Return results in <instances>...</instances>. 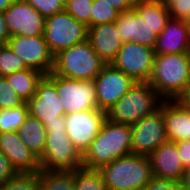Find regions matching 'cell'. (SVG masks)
<instances>
[{"instance_id": "cell-12", "label": "cell", "mask_w": 190, "mask_h": 190, "mask_svg": "<svg viewBox=\"0 0 190 190\" xmlns=\"http://www.w3.org/2000/svg\"><path fill=\"white\" fill-rule=\"evenodd\" d=\"M96 87L97 108L107 112L136 82L111 63L106 64L93 80Z\"/></svg>"}, {"instance_id": "cell-6", "label": "cell", "mask_w": 190, "mask_h": 190, "mask_svg": "<svg viewBox=\"0 0 190 190\" xmlns=\"http://www.w3.org/2000/svg\"><path fill=\"white\" fill-rule=\"evenodd\" d=\"M163 101L148 82H137L106 112V117L115 123L133 125L158 110Z\"/></svg>"}, {"instance_id": "cell-17", "label": "cell", "mask_w": 190, "mask_h": 190, "mask_svg": "<svg viewBox=\"0 0 190 190\" xmlns=\"http://www.w3.org/2000/svg\"><path fill=\"white\" fill-rule=\"evenodd\" d=\"M115 24L123 43L132 41L153 49L155 48L158 35L134 9L119 13Z\"/></svg>"}, {"instance_id": "cell-24", "label": "cell", "mask_w": 190, "mask_h": 190, "mask_svg": "<svg viewBox=\"0 0 190 190\" xmlns=\"http://www.w3.org/2000/svg\"><path fill=\"white\" fill-rule=\"evenodd\" d=\"M44 74L37 70L26 68L7 75V79L11 88L26 103L35 95L38 83Z\"/></svg>"}, {"instance_id": "cell-20", "label": "cell", "mask_w": 190, "mask_h": 190, "mask_svg": "<svg viewBox=\"0 0 190 190\" xmlns=\"http://www.w3.org/2000/svg\"><path fill=\"white\" fill-rule=\"evenodd\" d=\"M190 28L186 21L170 18L157 36L155 54H180L188 52Z\"/></svg>"}, {"instance_id": "cell-22", "label": "cell", "mask_w": 190, "mask_h": 190, "mask_svg": "<svg viewBox=\"0 0 190 190\" xmlns=\"http://www.w3.org/2000/svg\"><path fill=\"white\" fill-rule=\"evenodd\" d=\"M17 133L23 144L40 160L47 139L44 124L29 114Z\"/></svg>"}, {"instance_id": "cell-34", "label": "cell", "mask_w": 190, "mask_h": 190, "mask_svg": "<svg viewBox=\"0 0 190 190\" xmlns=\"http://www.w3.org/2000/svg\"><path fill=\"white\" fill-rule=\"evenodd\" d=\"M166 5L171 18L186 21L190 17V0H169Z\"/></svg>"}, {"instance_id": "cell-28", "label": "cell", "mask_w": 190, "mask_h": 190, "mask_svg": "<svg viewBox=\"0 0 190 190\" xmlns=\"http://www.w3.org/2000/svg\"><path fill=\"white\" fill-rule=\"evenodd\" d=\"M22 59L16 55L8 44L0 45V76L6 77L13 72L26 69Z\"/></svg>"}, {"instance_id": "cell-1", "label": "cell", "mask_w": 190, "mask_h": 190, "mask_svg": "<svg viewBox=\"0 0 190 190\" xmlns=\"http://www.w3.org/2000/svg\"><path fill=\"white\" fill-rule=\"evenodd\" d=\"M132 154L131 125L108 119L82 155V167L99 170L115 159Z\"/></svg>"}, {"instance_id": "cell-32", "label": "cell", "mask_w": 190, "mask_h": 190, "mask_svg": "<svg viewBox=\"0 0 190 190\" xmlns=\"http://www.w3.org/2000/svg\"><path fill=\"white\" fill-rule=\"evenodd\" d=\"M24 103L25 101L11 88L7 79L0 76V109H13Z\"/></svg>"}, {"instance_id": "cell-27", "label": "cell", "mask_w": 190, "mask_h": 190, "mask_svg": "<svg viewBox=\"0 0 190 190\" xmlns=\"http://www.w3.org/2000/svg\"><path fill=\"white\" fill-rule=\"evenodd\" d=\"M74 190H107L104 179L95 169L80 167L75 169Z\"/></svg>"}, {"instance_id": "cell-39", "label": "cell", "mask_w": 190, "mask_h": 190, "mask_svg": "<svg viewBox=\"0 0 190 190\" xmlns=\"http://www.w3.org/2000/svg\"><path fill=\"white\" fill-rule=\"evenodd\" d=\"M9 38H10V33L8 31L6 22L4 20V14L0 12V45L7 44Z\"/></svg>"}, {"instance_id": "cell-30", "label": "cell", "mask_w": 190, "mask_h": 190, "mask_svg": "<svg viewBox=\"0 0 190 190\" xmlns=\"http://www.w3.org/2000/svg\"><path fill=\"white\" fill-rule=\"evenodd\" d=\"M119 12L111 5L106 3H98V0H93L90 13V27L115 22Z\"/></svg>"}, {"instance_id": "cell-2", "label": "cell", "mask_w": 190, "mask_h": 190, "mask_svg": "<svg viewBox=\"0 0 190 190\" xmlns=\"http://www.w3.org/2000/svg\"><path fill=\"white\" fill-rule=\"evenodd\" d=\"M148 83L164 100H178L190 83L188 52L155 54Z\"/></svg>"}, {"instance_id": "cell-23", "label": "cell", "mask_w": 190, "mask_h": 190, "mask_svg": "<svg viewBox=\"0 0 190 190\" xmlns=\"http://www.w3.org/2000/svg\"><path fill=\"white\" fill-rule=\"evenodd\" d=\"M134 10L159 35L171 18L166 3L154 0H136Z\"/></svg>"}, {"instance_id": "cell-40", "label": "cell", "mask_w": 190, "mask_h": 190, "mask_svg": "<svg viewBox=\"0 0 190 190\" xmlns=\"http://www.w3.org/2000/svg\"><path fill=\"white\" fill-rule=\"evenodd\" d=\"M178 101L185 106L186 108L190 109V83L188 84L185 92L178 98Z\"/></svg>"}, {"instance_id": "cell-36", "label": "cell", "mask_w": 190, "mask_h": 190, "mask_svg": "<svg viewBox=\"0 0 190 190\" xmlns=\"http://www.w3.org/2000/svg\"><path fill=\"white\" fill-rule=\"evenodd\" d=\"M17 173L10 160L3 153H0V187Z\"/></svg>"}, {"instance_id": "cell-44", "label": "cell", "mask_w": 190, "mask_h": 190, "mask_svg": "<svg viewBox=\"0 0 190 190\" xmlns=\"http://www.w3.org/2000/svg\"><path fill=\"white\" fill-rule=\"evenodd\" d=\"M186 24L189 26L190 28V17L186 20Z\"/></svg>"}, {"instance_id": "cell-19", "label": "cell", "mask_w": 190, "mask_h": 190, "mask_svg": "<svg viewBox=\"0 0 190 190\" xmlns=\"http://www.w3.org/2000/svg\"><path fill=\"white\" fill-rule=\"evenodd\" d=\"M88 40L96 54L110 64L123 46L115 22L88 27Z\"/></svg>"}, {"instance_id": "cell-10", "label": "cell", "mask_w": 190, "mask_h": 190, "mask_svg": "<svg viewBox=\"0 0 190 190\" xmlns=\"http://www.w3.org/2000/svg\"><path fill=\"white\" fill-rule=\"evenodd\" d=\"M7 44L22 59L27 68L37 70L44 75L52 72L54 56L48 48L44 35L10 36Z\"/></svg>"}, {"instance_id": "cell-43", "label": "cell", "mask_w": 190, "mask_h": 190, "mask_svg": "<svg viewBox=\"0 0 190 190\" xmlns=\"http://www.w3.org/2000/svg\"><path fill=\"white\" fill-rule=\"evenodd\" d=\"M154 1H158V2H161V3H166V2H168L169 0H154Z\"/></svg>"}, {"instance_id": "cell-21", "label": "cell", "mask_w": 190, "mask_h": 190, "mask_svg": "<svg viewBox=\"0 0 190 190\" xmlns=\"http://www.w3.org/2000/svg\"><path fill=\"white\" fill-rule=\"evenodd\" d=\"M163 118L168 141L190 140V109L178 100H164Z\"/></svg>"}, {"instance_id": "cell-35", "label": "cell", "mask_w": 190, "mask_h": 190, "mask_svg": "<svg viewBox=\"0 0 190 190\" xmlns=\"http://www.w3.org/2000/svg\"><path fill=\"white\" fill-rule=\"evenodd\" d=\"M145 190H183L181 181L152 176Z\"/></svg>"}, {"instance_id": "cell-13", "label": "cell", "mask_w": 190, "mask_h": 190, "mask_svg": "<svg viewBox=\"0 0 190 190\" xmlns=\"http://www.w3.org/2000/svg\"><path fill=\"white\" fill-rule=\"evenodd\" d=\"M55 87L66 115L97 108L94 81L73 80L55 74Z\"/></svg>"}, {"instance_id": "cell-29", "label": "cell", "mask_w": 190, "mask_h": 190, "mask_svg": "<svg viewBox=\"0 0 190 190\" xmlns=\"http://www.w3.org/2000/svg\"><path fill=\"white\" fill-rule=\"evenodd\" d=\"M0 190H39V172L17 173Z\"/></svg>"}, {"instance_id": "cell-45", "label": "cell", "mask_w": 190, "mask_h": 190, "mask_svg": "<svg viewBox=\"0 0 190 190\" xmlns=\"http://www.w3.org/2000/svg\"><path fill=\"white\" fill-rule=\"evenodd\" d=\"M188 54H189V57H190V42H189Z\"/></svg>"}, {"instance_id": "cell-41", "label": "cell", "mask_w": 190, "mask_h": 190, "mask_svg": "<svg viewBox=\"0 0 190 190\" xmlns=\"http://www.w3.org/2000/svg\"><path fill=\"white\" fill-rule=\"evenodd\" d=\"M181 183L183 190H190V166L184 169Z\"/></svg>"}, {"instance_id": "cell-11", "label": "cell", "mask_w": 190, "mask_h": 190, "mask_svg": "<svg viewBox=\"0 0 190 190\" xmlns=\"http://www.w3.org/2000/svg\"><path fill=\"white\" fill-rule=\"evenodd\" d=\"M106 119V112L98 108L65 115L68 137L81 155L89 148Z\"/></svg>"}, {"instance_id": "cell-16", "label": "cell", "mask_w": 190, "mask_h": 190, "mask_svg": "<svg viewBox=\"0 0 190 190\" xmlns=\"http://www.w3.org/2000/svg\"><path fill=\"white\" fill-rule=\"evenodd\" d=\"M0 149L18 173H36L40 160L25 146L16 131L0 133Z\"/></svg>"}, {"instance_id": "cell-15", "label": "cell", "mask_w": 190, "mask_h": 190, "mask_svg": "<svg viewBox=\"0 0 190 190\" xmlns=\"http://www.w3.org/2000/svg\"><path fill=\"white\" fill-rule=\"evenodd\" d=\"M3 14L10 36L44 35L45 18L25 0H16Z\"/></svg>"}, {"instance_id": "cell-4", "label": "cell", "mask_w": 190, "mask_h": 190, "mask_svg": "<svg viewBox=\"0 0 190 190\" xmlns=\"http://www.w3.org/2000/svg\"><path fill=\"white\" fill-rule=\"evenodd\" d=\"M47 139L40 167L43 171L75 170L82 167V155L73 146L66 130L65 116L46 123Z\"/></svg>"}, {"instance_id": "cell-25", "label": "cell", "mask_w": 190, "mask_h": 190, "mask_svg": "<svg viewBox=\"0 0 190 190\" xmlns=\"http://www.w3.org/2000/svg\"><path fill=\"white\" fill-rule=\"evenodd\" d=\"M75 170L39 171V190H74Z\"/></svg>"}, {"instance_id": "cell-8", "label": "cell", "mask_w": 190, "mask_h": 190, "mask_svg": "<svg viewBox=\"0 0 190 190\" xmlns=\"http://www.w3.org/2000/svg\"><path fill=\"white\" fill-rule=\"evenodd\" d=\"M132 127V154L149 156L168 141L163 118V102L158 110L135 122Z\"/></svg>"}, {"instance_id": "cell-33", "label": "cell", "mask_w": 190, "mask_h": 190, "mask_svg": "<svg viewBox=\"0 0 190 190\" xmlns=\"http://www.w3.org/2000/svg\"><path fill=\"white\" fill-rule=\"evenodd\" d=\"M44 18L53 16L64 10L65 0H25Z\"/></svg>"}, {"instance_id": "cell-5", "label": "cell", "mask_w": 190, "mask_h": 190, "mask_svg": "<svg viewBox=\"0 0 190 190\" xmlns=\"http://www.w3.org/2000/svg\"><path fill=\"white\" fill-rule=\"evenodd\" d=\"M106 64L87 39L57 53L52 73L73 80L93 81Z\"/></svg>"}, {"instance_id": "cell-7", "label": "cell", "mask_w": 190, "mask_h": 190, "mask_svg": "<svg viewBox=\"0 0 190 190\" xmlns=\"http://www.w3.org/2000/svg\"><path fill=\"white\" fill-rule=\"evenodd\" d=\"M44 38L50 52L57 53L88 39V26L63 10L45 18Z\"/></svg>"}, {"instance_id": "cell-26", "label": "cell", "mask_w": 190, "mask_h": 190, "mask_svg": "<svg viewBox=\"0 0 190 190\" xmlns=\"http://www.w3.org/2000/svg\"><path fill=\"white\" fill-rule=\"evenodd\" d=\"M29 115L28 103L9 109H0V133L18 131Z\"/></svg>"}, {"instance_id": "cell-38", "label": "cell", "mask_w": 190, "mask_h": 190, "mask_svg": "<svg viewBox=\"0 0 190 190\" xmlns=\"http://www.w3.org/2000/svg\"><path fill=\"white\" fill-rule=\"evenodd\" d=\"M179 158L184 169L190 166V140H180L176 142Z\"/></svg>"}, {"instance_id": "cell-14", "label": "cell", "mask_w": 190, "mask_h": 190, "mask_svg": "<svg viewBox=\"0 0 190 190\" xmlns=\"http://www.w3.org/2000/svg\"><path fill=\"white\" fill-rule=\"evenodd\" d=\"M27 103L29 114L44 125L60 121V116L66 115L55 87V73L51 72L43 76L38 83L35 95Z\"/></svg>"}, {"instance_id": "cell-37", "label": "cell", "mask_w": 190, "mask_h": 190, "mask_svg": "<svg viewBox=\"0 0 190 190\" xmlns=\"http://www.w3.org/2000/svg\"><path fill=\"white\" fill-rule=\"evenodd\" d=\"M136 0H98V3L111 5L119 13L128 12L134 9Z\"/></svg>"}, {"instance_id": "cell-31", "label": "cell", "mask_w": 190, "mask_h": 190, "mask_svg": "<svg viewBox=\"0 0 190 190\" xmlns=\"http://www.w3.org/2000/svg\"><path fill=\"white\" fill-rule=\"evenodd\" d=\"M93 0H65L64 10L77 21L90 27V13Z\"/></svg>"}, {"instance_id": "cell-9", "label": "cell", "mask_w": 190, "mask_h": 190, "mask_svg": "<svg viewBox=\"0 0 190 190\" xmlns=\"http://www.w3.org/2000/svg\"><path fill=\"white\" fill-rule=\"evenodd\" d=\"M154 56L153 48L131 41L123 43L111 64L136 83L148 82L153 70Z\"/></svg>"}, {"instance_id": "cell-42", "label": "cell", "mask_w": 190, "mask_h": 190, "mask_svg": "<svg viewBox=\"0 0 190 190\" xmlns=\"http://www.w3.org/2000/svg\"><path fill=\"white\" fill-rule=\"evenodd\" d=\"M16 0H0V12H4Z\"/></svg>"}, {"instance_id": "cell-18", "label": "cell", "mask_w": 190, "mask_h": 190, "mask_svg": "<svg viewBox=\"0 0 190 190\" xmlns=\"http://www.w3.org/2000/svg\"><path fill=\"white\" fill-rule=\"evenodd\" d=\"M148 157L153 176L173 181L182 180L184 166L179 158L176 142L167 141L161 144Z\"/></svg>"}, {"instance_id": "cell-3", "label": "cell", "mask_w": 190, "mask_h": 190, "mask_svg": "<svg viewBox=\"0 0 190 190\" xmlns=\"http://www.w3.org/2000/svg\"><path fill=\"white\" fill-rule=\"evenodd\" d=\"M107 190H145L152 178L148 156L130 154L99 169Z\"/></svg>"}]
</instances>
